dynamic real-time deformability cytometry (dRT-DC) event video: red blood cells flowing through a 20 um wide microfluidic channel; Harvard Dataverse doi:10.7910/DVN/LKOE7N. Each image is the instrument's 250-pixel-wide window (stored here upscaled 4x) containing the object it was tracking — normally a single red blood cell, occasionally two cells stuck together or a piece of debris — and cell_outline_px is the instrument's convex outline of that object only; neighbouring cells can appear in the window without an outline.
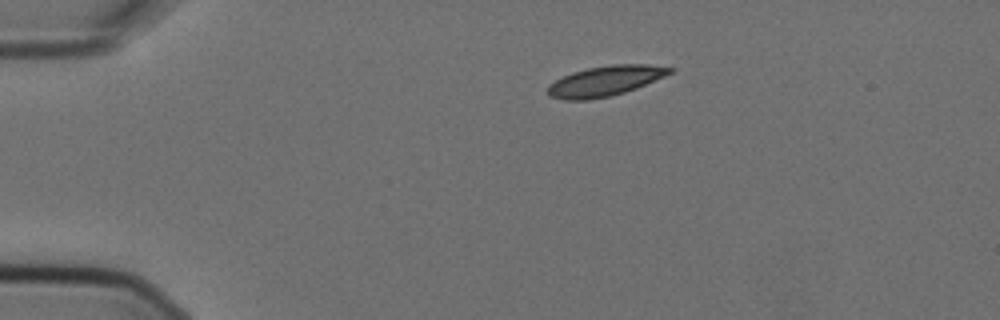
{"species": "Egyptian fruit bat (a non-hibernating species)", "species_latin": "Rousettus aegyptiacus", "temperature_condition": "cold", "stored_images_in_passage": 3, "camera_frame_rate_fps": 3000, "um_per_image_px": 0.085, "animal": {"sex": "female"}, "frame": {"image": 1, "passage_image": 3, "time_ms": 0.667, "image_size_px": [1000, 320], "cell_outline_px": [[676, 68], [672, 72], [664, 76], [636, 88], [612, 96], [588, 100], [564, 100], [548, 96], [548, 84], [572, 72], [588, 68], [612, 64], [648, 64]], "centroid_in_image_um": [51.43, 6.88], "position_along_channel_um": 33.6, "area_um2": 21.44}}